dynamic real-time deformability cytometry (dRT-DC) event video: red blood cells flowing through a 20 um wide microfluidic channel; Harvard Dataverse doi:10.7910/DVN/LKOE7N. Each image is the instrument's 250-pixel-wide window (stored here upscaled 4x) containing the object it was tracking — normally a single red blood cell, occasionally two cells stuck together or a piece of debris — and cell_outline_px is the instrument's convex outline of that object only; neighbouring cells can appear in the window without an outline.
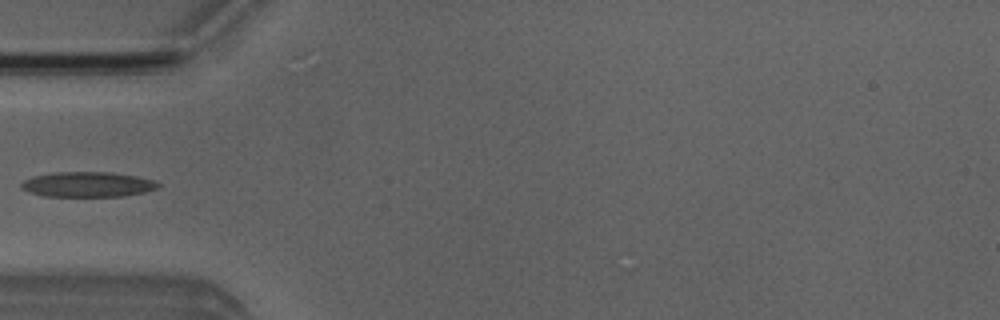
{"species": "Egyptian fruit bat (a non-hibernating species)", "species_latin": "Rousettus aegyptiacus", "temperature_condition": "room temperature", "stored_images_in_passage": 1, "camera_frame_rate_fps": 3000, "um_per_image_px": 0.085, "animal": {"sex": "male"}, "frame": {"image": 1, "passage_image": 1, "time_ms": 0.0, "image_size_px": [1000, 320], "cell_outline_px": [[160, 188], [144, 192], [124, 196], [44, 196], [28, 192], [20, 188], [20, 184], [24, 180], [32, 176], [56, 172], [112, 172], [136, 176], [152, 180], [160, 184]], "centroid_in_image_um": [7.43, 15.67], "position_along_channel_um": 77.6, "area_um2": 20.11}}